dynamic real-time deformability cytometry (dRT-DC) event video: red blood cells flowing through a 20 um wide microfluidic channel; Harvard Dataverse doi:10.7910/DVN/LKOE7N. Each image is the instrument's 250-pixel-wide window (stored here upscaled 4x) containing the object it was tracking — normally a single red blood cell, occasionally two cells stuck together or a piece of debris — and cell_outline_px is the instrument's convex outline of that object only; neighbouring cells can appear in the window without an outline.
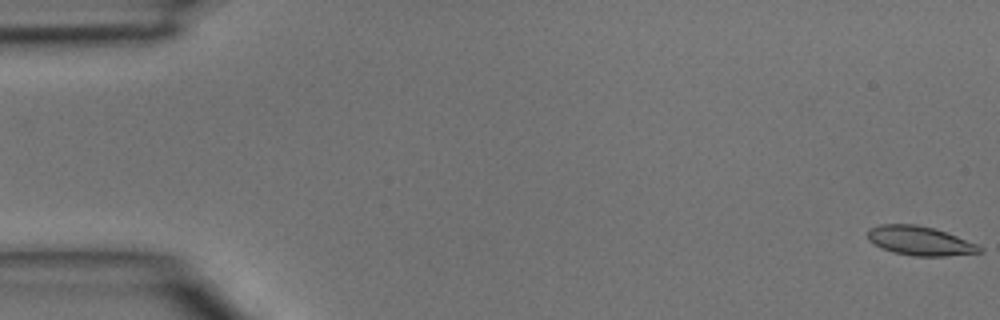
{"species": "common noctule bat (a hibernating species)", "species_latin": "Nyctalus noctula", "temperature_condition": "room temperature", "stored_images_in_passage": 4, "camera_frame_rate_fps": 3000, "um_per_image_px": 0.085, "animal": {"sex": "male", "body_mass_g": 15.6}, "frame": {"image": 1, "passage_image": 1, "time_ms": 0.0, "image_size_px": [1000, 320], "cell_outline_px": [[984, 252], [944, 256], [912, 256], [892, 252], [880, 248], [868, 240], [868, 228], [880, 224], [916, 224], [932, 228], [956, 236], [976, 244], [984, 248]], "centroid_in_image_um": [78.16, 20.48], "position_along_channel_um": 6.8, "area_um2": 19.02}}
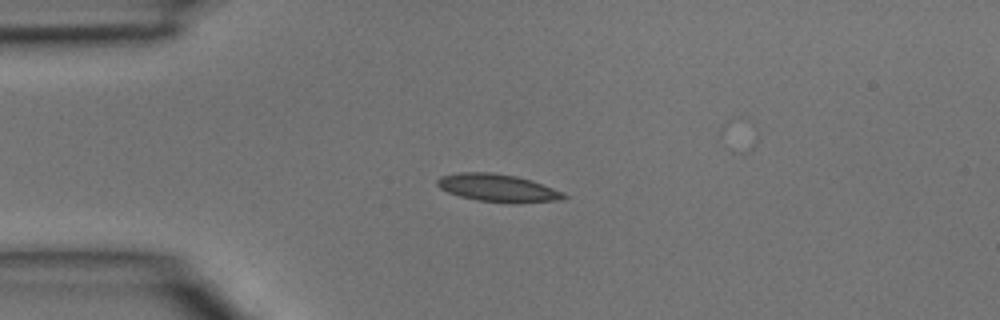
{"frame": {"image": 2, "passage_image": 4, "time_ms": 1.0, "image_size_px": [1000, 320], "cell_outline_px": [[568, 196], [564, 200], [512, 204], [476, 200], [460, 196], [448, 192], [440, 188], [436, 184], [436, 180], [440, 176], [460, 172], [488, 172], [516, 176], [532, 180], [564, 192]], "centroid_in_image_um": [42.35, 15.99], "position_along_channel_um": 42.7, "area_um2": 20.75}}